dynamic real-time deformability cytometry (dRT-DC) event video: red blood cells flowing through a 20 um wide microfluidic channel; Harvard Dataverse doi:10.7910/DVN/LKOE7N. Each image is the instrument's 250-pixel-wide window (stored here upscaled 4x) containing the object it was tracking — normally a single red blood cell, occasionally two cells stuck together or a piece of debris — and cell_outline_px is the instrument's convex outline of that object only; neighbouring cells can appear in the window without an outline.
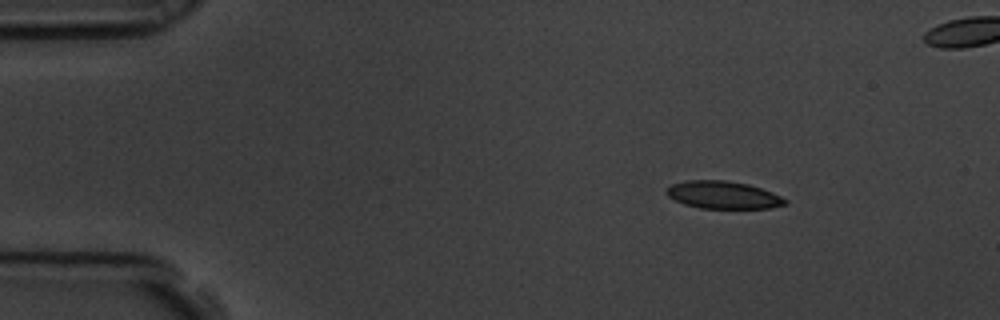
{"species": "common noctule bat (a hibernating species)", "species_latin": "Nyctalus noctula", "temperature_condition": "room temperature", "stored_images_in_passage": 5, "camera_frame_rate_fps": 3000, "um_per_image_px": 0.085, "animal": {"sex": "male", "body_mass_g": 19.5, "forearm_length_mm": 54.6}, "frame": {"image": 1, "passage_image": 2, "time_ms": 0.333, "image_size_px": [1000, 320], "cell_outline_px": [[788, 204], [768, 208], [700, 208], [684, 204], [668, 196], [664, 192], [672, 184], [688, 180], [724, 180], [748, 184], [772, 192], [788, 200]], "centroid_in_image_um": [61.47, 16.57], "position_along_channel_um": 23.5, "area_um2": 18.96}}